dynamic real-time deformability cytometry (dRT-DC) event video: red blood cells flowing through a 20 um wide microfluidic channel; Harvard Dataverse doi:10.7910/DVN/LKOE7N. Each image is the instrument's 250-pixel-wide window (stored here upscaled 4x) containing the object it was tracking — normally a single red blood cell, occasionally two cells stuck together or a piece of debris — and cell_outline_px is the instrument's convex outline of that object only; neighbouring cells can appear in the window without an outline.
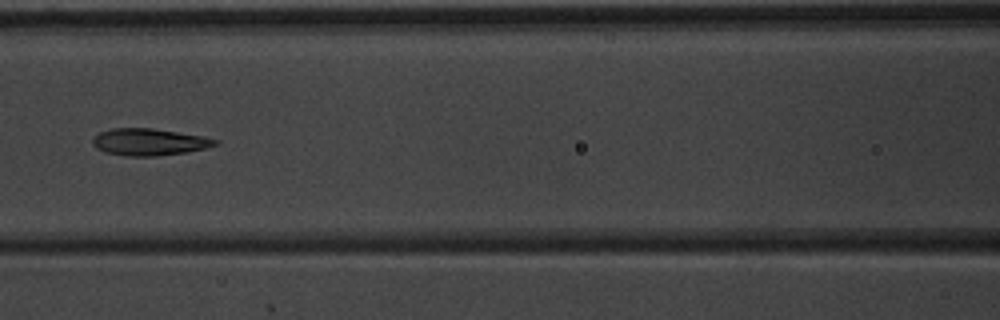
{"species": "common noctule bat (a hibernating species)", "species_latin": "Nyctalus noctula", "temperature_condition": "warm", "stored_images_in_passage": 7, "camera_frame_rate_fps": 3000, "um_per_image_px": 0.085, "animal": {"sex": "male", "body_mass_g": 20.1, "forearm_length_mm": 53.5}, "frame": {"image": 1, "passage_image": 7, "time_ms": 2.0, "image_size_px": [1000, 320], "cell_outline_px": [[220, 144], [188, 152], [156, 156], [124, 156], [104, 152], [96, 148], [92, 144], [92, 140], [100, 132], [112, 128], [152, 128], [204, 136], [220, 140]], "centroid_in_image_um": [12.7, 12.07], "position_along_channel_um": 153.9, "area_um2": 19.36}}